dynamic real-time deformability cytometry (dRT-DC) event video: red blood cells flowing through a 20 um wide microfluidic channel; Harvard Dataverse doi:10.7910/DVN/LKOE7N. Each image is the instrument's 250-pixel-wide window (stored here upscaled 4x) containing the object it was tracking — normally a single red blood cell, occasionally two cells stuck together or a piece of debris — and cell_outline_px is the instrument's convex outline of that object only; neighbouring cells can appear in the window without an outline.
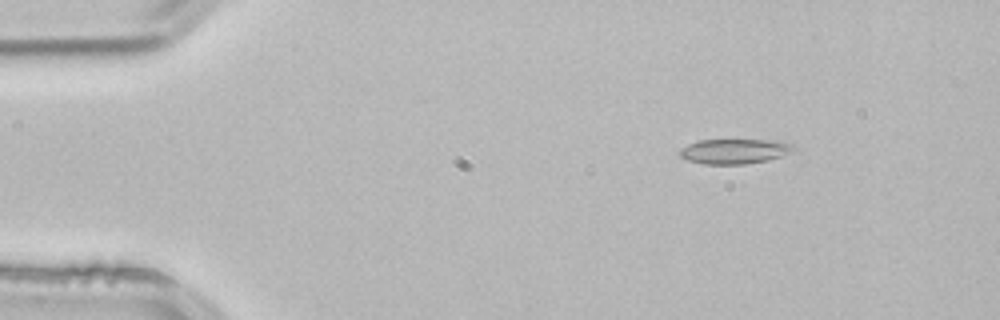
{"species": "common noctule bat (a hibernating species)", "species_latin": "Nyctalus noctula", "temperature_condition": "room temperature", "stored_images_in_passage": 3, "camera_frame_rate_fps": 3000, "um_per_image_px": 0.085, "animal": {"sex": "male", "body_mass_g": 21.5, "forearm_length_mm": 52.0}, "frame": {"image": 1, "passage_image": 1, "time_ms": 0.0, "image_size_px": [1000, 320], "cell_outline_px": [[796, 148], [780, 156], [768, 160], [744, 164], [704, 164], [688, 160], [680, 156], [676, 152], [680, 148], [696, 140], [776, 140], [792, 144]], "centroid_in_image_um": [62.36, 12.85], "position_along_channel_um": 22.6, "area_um2": 16.53}}
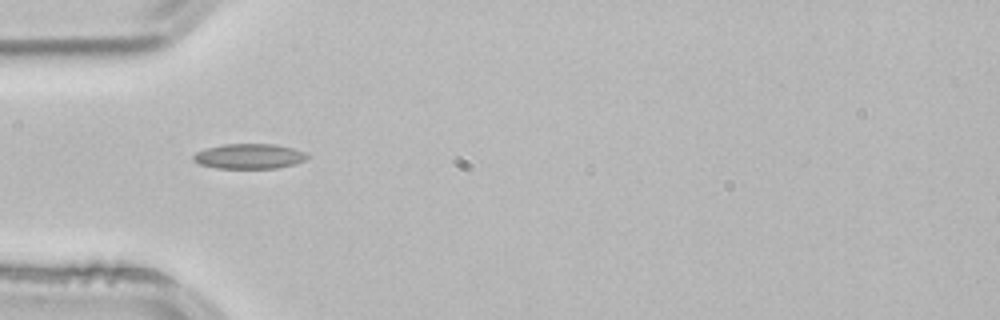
{"frame": {"image": 2, "passage_image": 3, "time_ms": 0.667, "image_size_px": [1000, 320], "cell_outline_px": [[312, 156], [308, 160], [276, 168], [216, 168], [200, 164], [192, 160], [192, 156], [196, 152], [208, 148], [224, 144], [276, 144], [292, 148], [304, 152]], "centroid_in_image_um": [21.21, 13.28], "position_along_channel_um": 63.8, "area_um2": 16.65}}